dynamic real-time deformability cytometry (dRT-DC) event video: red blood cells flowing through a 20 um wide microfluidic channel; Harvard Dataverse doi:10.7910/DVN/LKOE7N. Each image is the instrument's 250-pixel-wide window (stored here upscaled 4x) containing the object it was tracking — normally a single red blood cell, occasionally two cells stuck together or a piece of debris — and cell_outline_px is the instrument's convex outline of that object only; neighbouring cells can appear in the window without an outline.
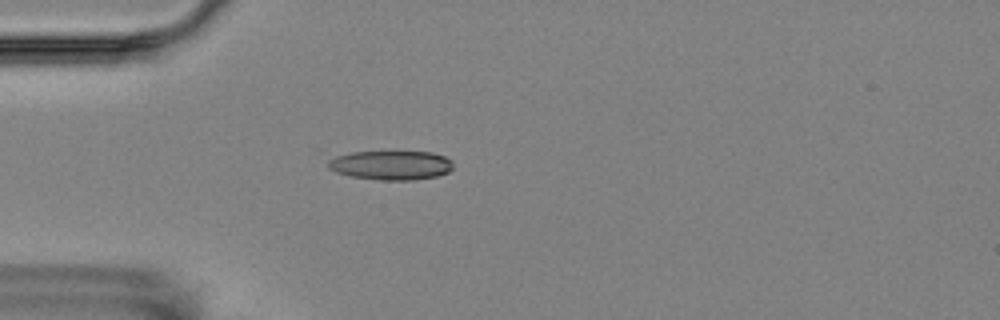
{"species": "Egyptian fruit bat (a non-hibernating species)", "species_latin": "Rousettus aegyptiacus", "temperature_condition": "room temperature", "stored_images_in_passage": 7, "camera_frame_rate_fps": 3000, "um_per_image_px": 0.085, "animal": {"sex": "female"}, "frame": {"image": 1, "passage_image": 5, "time_ms": 4.667, "image_size_px": [1000, 320], "cell_outline_px": [[452, 168], [448, 172], [436, 176], [412, 180], [380, 180], [352, 176], [336, 172], [328, 168], [328, 160], [336, 156], [352, 152], [432, 152], [444, 156], [452, 160]], "centroid_in_image_um": [33.24, 14.04], "position_along_channel_um": 51.8, "area_um2": 21.15}}
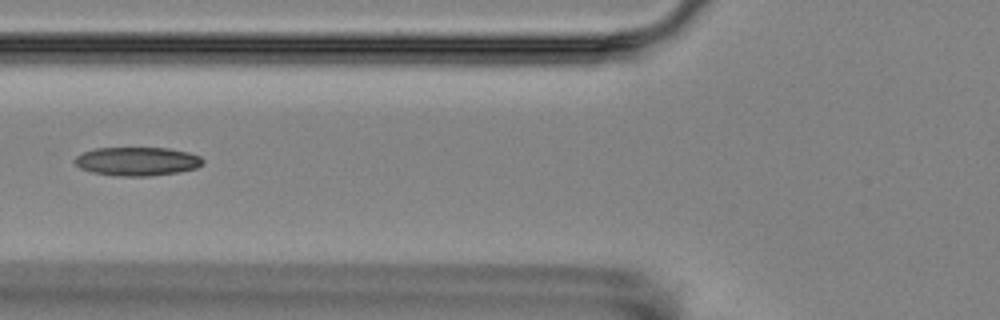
{"frame": {"image": 2, "passage_image": 7, "time_ms": 6.667, "image_size_px": [1000, 320], "cell_outline_px": [[204, 160], [196, 168], [176, 172], [148, 176], [120, 176], [92, 172], [80, 168], [72, 160], [76, 156], [84, 152], [96, 148], [168, 148], [188, 152], [200, 156]], "centroid_in_image_um": [11.63, 13.71], "position_along_channel_um": 114.2, "area_um2": 21.21}}